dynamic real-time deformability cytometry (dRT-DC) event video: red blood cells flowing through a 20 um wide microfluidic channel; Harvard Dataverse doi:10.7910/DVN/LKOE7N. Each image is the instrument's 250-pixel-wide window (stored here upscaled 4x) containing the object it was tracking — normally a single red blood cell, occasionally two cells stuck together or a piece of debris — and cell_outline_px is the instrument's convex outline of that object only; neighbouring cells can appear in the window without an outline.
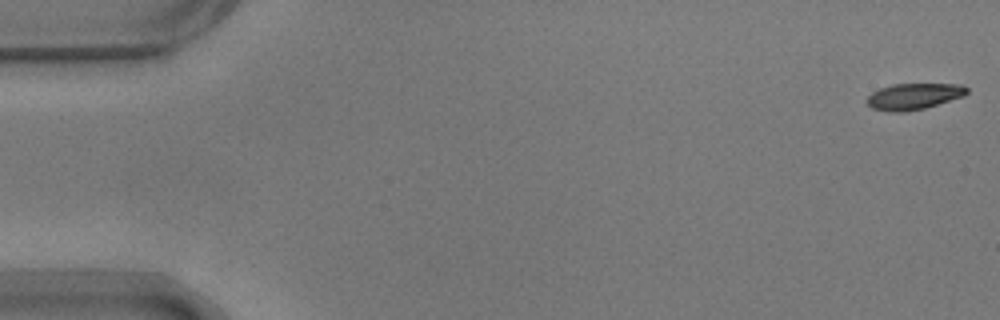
{"species": "common noctule bat (a hibernating species)", "species_latin": "Nyctalus noctula", "temperature_condition": "warm", "stored_images_in_passage": 55, "camera_frame_rate_fps": 3000, "um_per_image_px": 0.085, "animal": {"sex": "male", "body_mass_g": 17.9}, "frame": {"image": 1, "passage_image": 1, "time_ms": 0.0, "image_size_px": [1000, 320], "cell_outline_px": [[968, 92], [964, 96], [924, 108], [904, 112], [888, 112], [872, 108], [864, 100], [872, 92], [880, 88], [892, 84], [960, 84], [968, 88]], "centroid_in_image_um": [77.64, 8.19], "position_along_channel_um": 7.4, "area_um2": 15.32}}
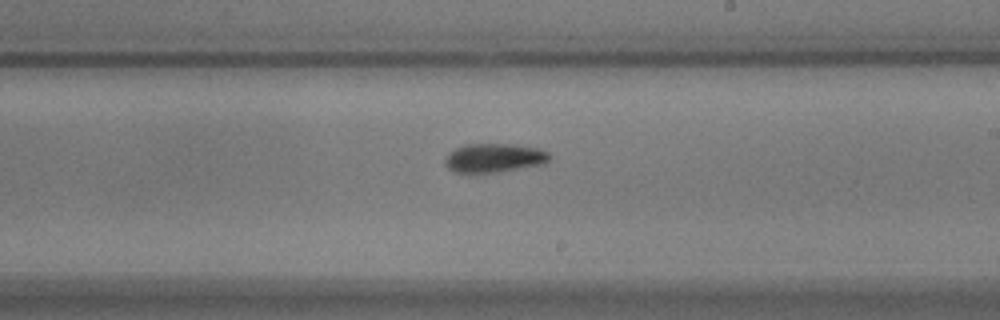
{"frame": {"image": 2, "passage_image": 32, "time_ms": 10.333, "image_size_px": [1000, 320], "cell_outline_px": [[552, 156], [544, 164], [496, 172], [468, 176], [452, 172], [444, 164], [444, 160], [456, 148], [464, 144], [516, 144], [540, 148], [548, 152]], "centroid_in_image_um": [41.97, 13.46], "position_along_channel_um": 247.0, "area_um2": 18.21}}
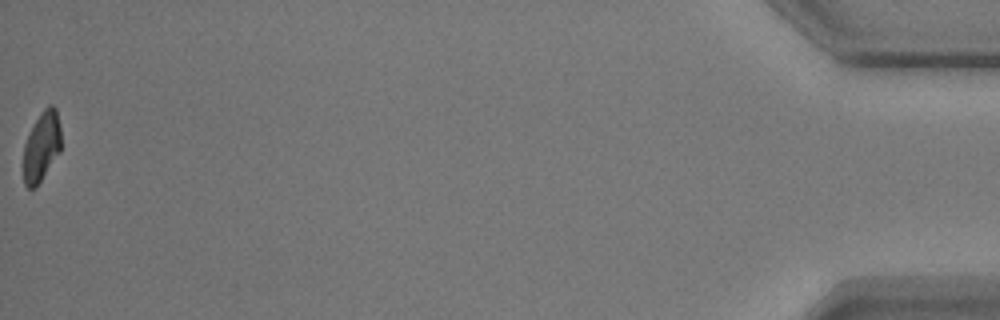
{"frame": {"image": 3, "passage_image": 55, "time_ms": 18.0, "image_size_px": [1000, 320], "cell_outline_px": [[60, 152], [36, 188], [28, 188], [24, 184], [24, 144], [40, 112], [48, 104], [52, 104], [56, 108], [60, 128]], "centroid_in_image_um": [3.54, 12.45], "position_along_channel_um": 431.7, "area_um2": 15.2}, "authors_computed_cell_mechanics": {"area_um2": 16.8198, "velocity_mm_per_s": 3.6901, "shape_relaxation_time_tau1_ms": 3.0198, "shape_relaxation_time_tau2_ms": null, "deformation_change_tau1": 0.1668, "deformation_change_tau2": null}}